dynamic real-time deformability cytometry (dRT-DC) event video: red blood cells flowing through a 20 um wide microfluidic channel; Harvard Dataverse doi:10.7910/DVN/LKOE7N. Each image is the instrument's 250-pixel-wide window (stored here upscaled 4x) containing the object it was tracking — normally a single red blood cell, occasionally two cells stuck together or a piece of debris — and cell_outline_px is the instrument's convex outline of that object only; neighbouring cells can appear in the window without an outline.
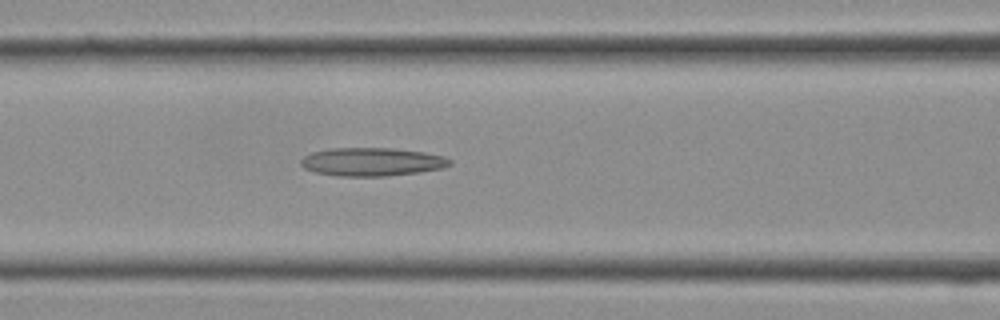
{"species": "Egyptian fruit bat (a non-hibernating species)", "species_latin": "Rousettus aegyptiacus", "temperature_condition": "cold", "stored_images_in_passage": 14, "camera_frame_rate_fps": 3000, "um_per_image_px": 0.085, "frame": {"image": 1, "passage_image": 12, "time_ms": 3.667, "image_size_px": [1000, 320], "cell_outline_px": [[452, 164], [444, 168], [420, 172], [388, 176], [336, 176], [316, 172], [304, 168], [300, 164], [300, 160], [304, 156], [312, 152], [332, 148], [392, 148], [424, 152], [444, 156], [452, 160]], "centroid_in_image_um": [31.64, 13.76], "position_along_channel_um": 135.0, "area_um2": 24.74}}
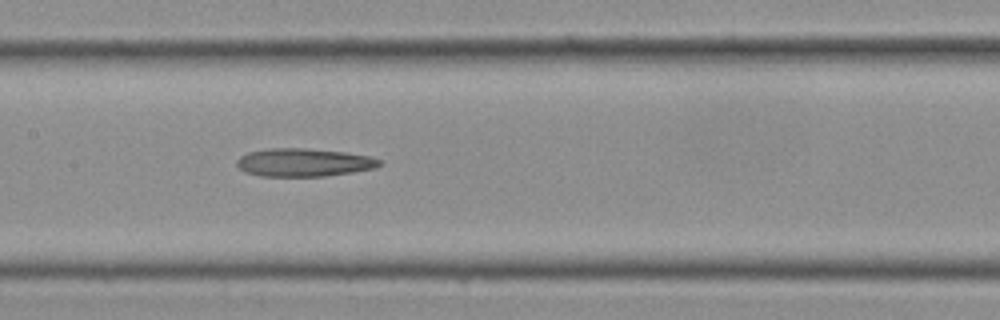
{"frame": {"image": 2, "passage_image": 14, "time_ms": 4.333, "image_size_px": [1000, 320], "cell_outline_px": [[384, 164], [376, 168], [352, 172], [324, 176], [260, 176], [244, 172], [236, 164], [236, 160], [240, 156], [248, 152], [268, 148], [304, 148], [344, 152], [368, 156], [380, 160]], "centroid_in_image_um": [25.8, 13.81], "position_along_channel_um": 181.6, "area_um2": 23.41}}